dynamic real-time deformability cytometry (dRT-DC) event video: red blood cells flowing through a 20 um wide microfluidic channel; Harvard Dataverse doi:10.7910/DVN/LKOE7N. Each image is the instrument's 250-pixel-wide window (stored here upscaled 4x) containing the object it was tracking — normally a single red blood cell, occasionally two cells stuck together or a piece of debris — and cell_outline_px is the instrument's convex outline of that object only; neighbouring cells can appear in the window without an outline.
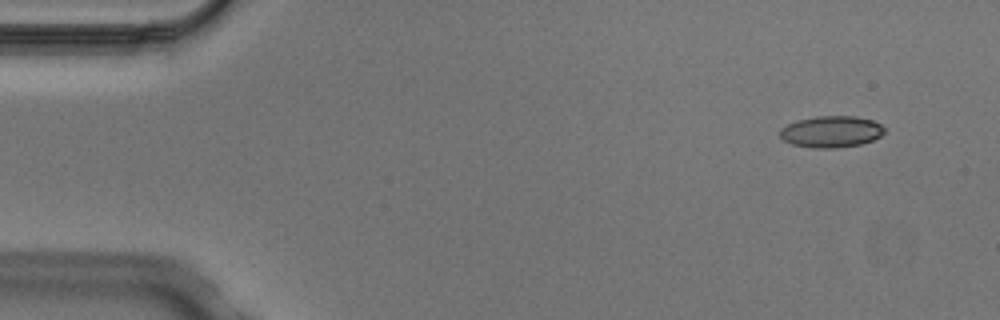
{"species": "Egyptian fruit bat (a non-hibernating species)", "species_latin": "Rousettus aegyptiacus", "temperature_condition": "cold", "stored_images_in_passage": 5, "segment_of_instrument_passage": [1, 2], "camera_frame_rate_fps": 3000, "um_per_image_px": 0.085, "animal": {"sex": "male"}, "frame": {"image": 1, "passage_image": 1, "time_ms": 0.0, "image_size_px": [1000, 320], "cell_outline_px": [[884, 132], [880, 136], [872, 140], [860, 144], [836, 148], [812, 148], [792, 144], [784, 140], [780, 136], [780, 128], [788, 124], [800, 120], [816, 116], [856, 116], [872, 120], [880, 124], [884, 128]], "centroid_in_image_um": [70.65, 11.19], "position_along_channel_um": 14.3, "area_um2": 19.07}}